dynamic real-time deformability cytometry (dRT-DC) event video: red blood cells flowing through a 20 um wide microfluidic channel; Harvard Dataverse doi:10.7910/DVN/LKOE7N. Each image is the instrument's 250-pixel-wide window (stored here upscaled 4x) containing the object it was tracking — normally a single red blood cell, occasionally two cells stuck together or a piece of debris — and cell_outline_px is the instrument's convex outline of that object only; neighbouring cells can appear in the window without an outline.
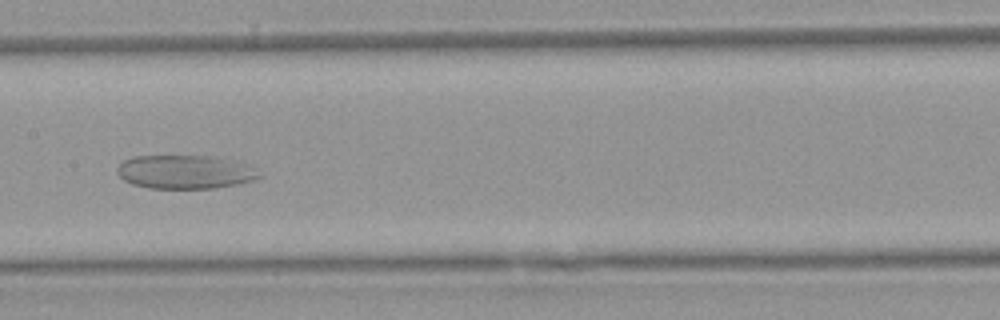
{"species": "Egyptian fruit bat (a non-hibernating species)", "species_latin": "Rousettus aegyptiacus", "temperature_condition": "warm", "stored_images_in_passage": 49, "camera_frame_rate_fps": 3000, "um_per_image_px": 0.085, "animal": {"sex": "female"}, "frame": {"image": 1, "passage_image": 23, "time_ms": 7.333, "image_size_px": [1000, 320], "cell_outline_px": [[264, 176], [252, 180], [236, 184], [212, 188], [148, 188], [132, 184], [124, 180], [116, 172], [116, 168], [124, 160], [132, 156], [212, 156], [236, 160], [248, 164]], "centroid_in_image_um": [15.73, 14.6], "position_along_channel_um": 191.7, "area_um2": 27.98}}
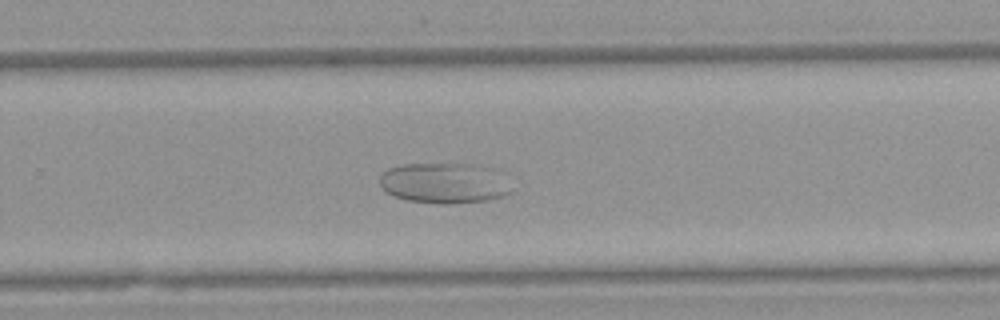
{"frame": {"image": 2, "passage_image": 31, "time_ms": 10.0, "image_size_px": [1000, 320], "cell_outline_px": [[516, 192], [504, 196], [488, 200], [452, 204], [440, 204], [408, 200], [396, 196], [388, 192], [380, 184], [380, 176], [388, 168], [400, 164], [472, 164], [488, 168]], "centroid_in_image_um": [37.73, 15.58], "position_along_channel_um": 292.1, "area_um2": 30.63}}
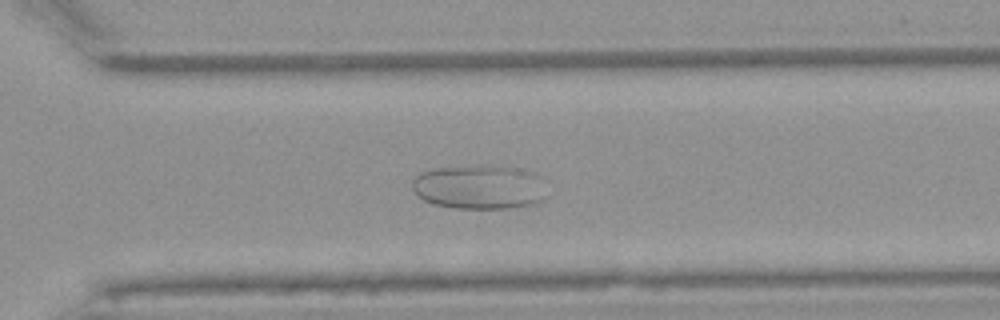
{"frame": {"image": 3, "passage_image": 34, "time_ms": 11.0, "image_size_px": [1000, 320], "cell_outline_px": [[544, 200], [536, 204], [512, 208], [452, 208], [432, 204], [416, 196], [412, 188], [412, 180], [420, 172], [432, 168], [516, 168], [532, 172], [544, 196]], "centroid_in_image_um": [40.62, 15.96], "position_along_channel_um": 330.0, "area_um2": 33.52}}